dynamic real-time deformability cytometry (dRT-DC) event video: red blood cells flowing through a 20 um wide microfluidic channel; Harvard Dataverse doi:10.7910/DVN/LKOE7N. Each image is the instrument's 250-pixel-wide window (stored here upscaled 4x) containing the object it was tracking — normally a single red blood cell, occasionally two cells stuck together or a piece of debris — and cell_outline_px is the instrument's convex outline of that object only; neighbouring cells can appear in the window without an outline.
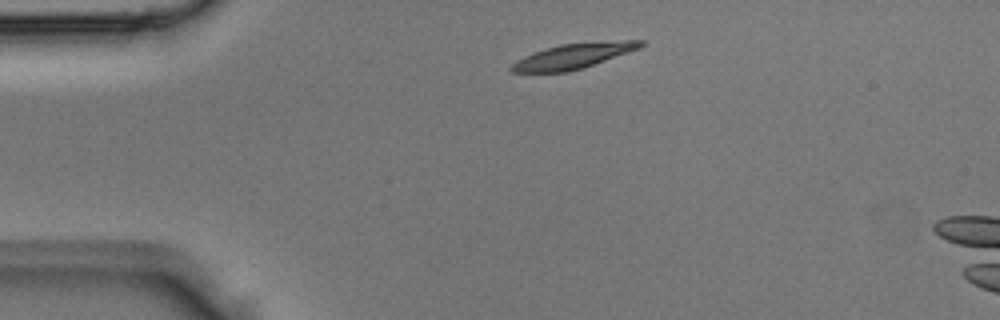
{"species": "Egyptian fruit bat (a non-hibernating species)", "species_latin": "Rousettus aegyptiacus", "temperature_condition": "room temperature", "stored_images_in_passage": 3, "camera_frame_rate_fps": 3000, "um_per_image_px": 0.085, "animal": {"sex": "male"}, "frame": {"image": 1, "passage_image": 1, "time_ms": 0.0, "image_size_px": [1000, 320], "cell_outline_px": [[648, 44], [640, 48], [568, 72], [512, 72], [508, 68], [516, 60], [524, 56], [560, 44], [624, 40], [644, 40]], "centroid_in_image_um": [48.74, 4.75], "position_along_channel_um": 36.3, "area_um2": 18.55}}